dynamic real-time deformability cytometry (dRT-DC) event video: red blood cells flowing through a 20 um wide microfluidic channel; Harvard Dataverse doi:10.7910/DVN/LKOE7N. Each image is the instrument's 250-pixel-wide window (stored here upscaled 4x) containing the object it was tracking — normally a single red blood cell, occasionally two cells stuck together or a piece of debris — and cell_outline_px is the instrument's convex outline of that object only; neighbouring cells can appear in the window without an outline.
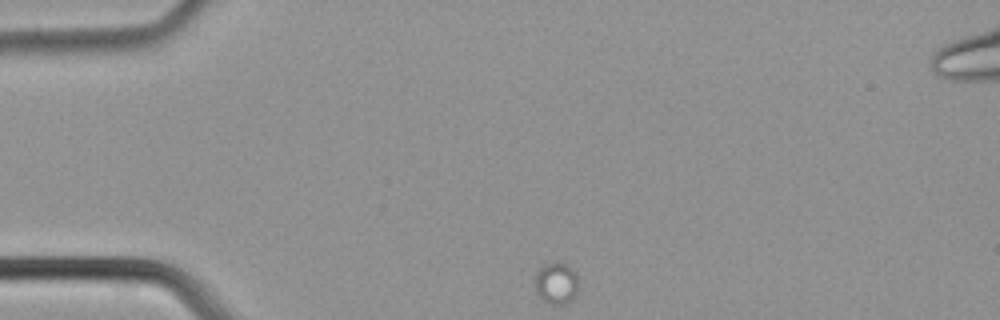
{"species": "common noctule bat (a hibernating species)", "species_latin": "Nyctalus noctula", "temperature_condition": "cold", "stored_images_in_passage": 7, "camera_frame_rate_fps": 3000, "um_per_image_px": 0.085, "animal": {"sex": "male", "body_mass_g": 21.5, "forearm_length_mm": 52.0}, "frame": {"image": 1, "passage_image": 1, "time_ms": 0.0, "image_size_px": [1000, 320], "cell_outline_px": [[576, 292], [572, 300], [564, 304], [552, 304], [544, 300], [536, 292], [536, 272], [544, 264], [568, 264], [576, 272]], "centroid_in_image_um": [47.29, 24.08], "position_along_channel_um": 37.7, "area_um2": 10.17}}